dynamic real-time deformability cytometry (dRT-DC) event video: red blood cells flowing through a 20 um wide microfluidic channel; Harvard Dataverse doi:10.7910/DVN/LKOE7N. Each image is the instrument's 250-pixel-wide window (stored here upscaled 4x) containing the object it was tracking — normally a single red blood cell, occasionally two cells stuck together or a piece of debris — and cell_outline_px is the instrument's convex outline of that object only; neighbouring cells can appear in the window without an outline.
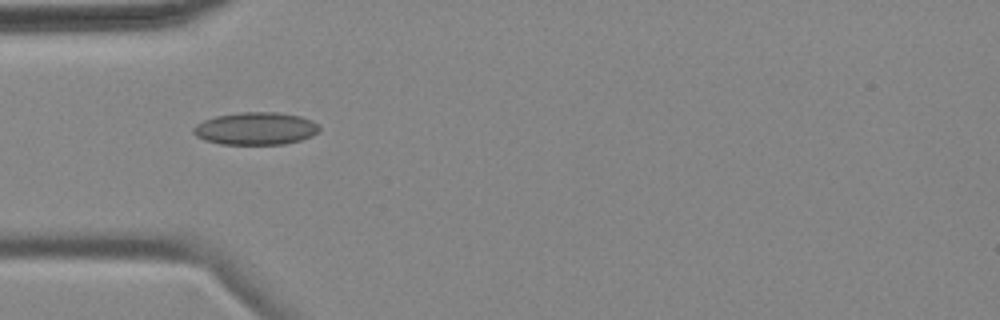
{"species": "common noctule bat (a hibernating species)", "species_latin": "Nyctalus noctula", "temperature_condition": "cold", "stored_images_in_passage": 6, "camera_frame_rate_fps": 3000, "um_per_image_px": 0.085, "animal": {"sex": "female", "body_mass_g": 18.4}, "frame": {"image": 1, "passage_image": 5, "time_ms": 4.667, "image_size_px": [1000, 320], "cell_outline_px": [[320, 132], [312, 136], [300, 140], [284, 144], [220, 144], [204, 140], [196, 136], [192, 132], [192, 128], [196, 124], [204, 120], [216, 116], [240, 112], [280, 112], [300, 116], [312, 120], [320, 128]], "centroid_in_image_um": [21.73, 10.92], "position_along_channel_um": 63.3, "area_um2": 24.04}}
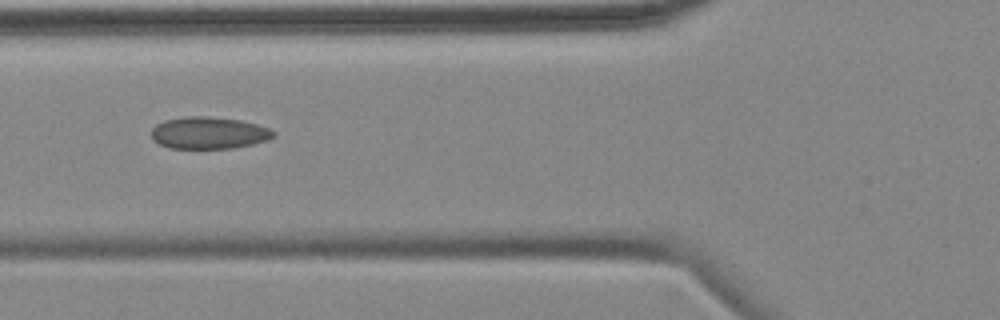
{"frame": {"image": 2, "passage_image": 6, "time_ms": 6.0, "image_size_px": [1000, 320], "cell_outline_px": [[276, 136], [268, 140], [252, 144], [232, 148], [168, 148], [152, 140], [152, 128], [156, 124], [164, 120], [188, 116], [208, 116], [240, 120], [256, 124], [268, 128], [276, 132]], "centroid_in_image_um": [17.75, 11.29], "position_along_channel_um": 108.1, "area_um2": 22.83}}